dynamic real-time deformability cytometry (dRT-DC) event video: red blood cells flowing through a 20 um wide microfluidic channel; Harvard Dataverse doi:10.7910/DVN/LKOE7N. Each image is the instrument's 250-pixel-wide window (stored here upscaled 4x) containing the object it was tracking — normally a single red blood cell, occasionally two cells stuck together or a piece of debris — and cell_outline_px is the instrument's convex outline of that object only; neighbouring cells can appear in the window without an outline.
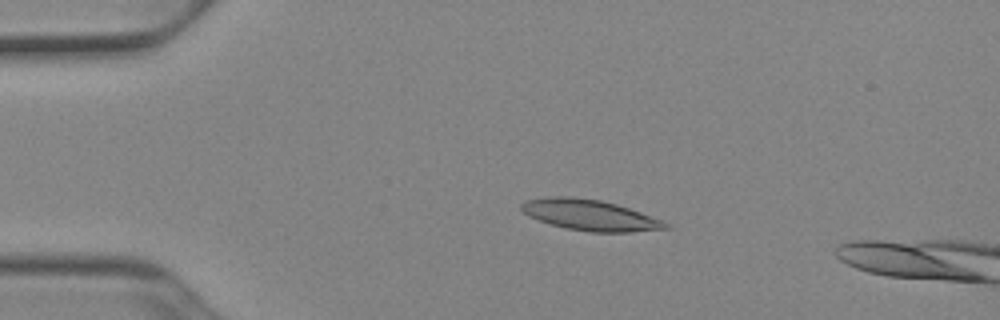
{"species": "Egyptian fruit bat (a non-hibernating species)", "species_latin": "Rousettus aegyptiacus", "temperature_condition": "cold", "stored_images_in_passage": 14, "camera_frame_rate_fps": 3000, "um_per_image_px": 0.085, "animal": {"sex": "female"}, "frame": {"image": 1, "passage_image": 10, "time_ms": 3.0, "image_size_px": [1000, 320], "cell_outline_px": [[672, 228], [632, 232], [592, 232], [568, 228], [552, 224], [528, 216], [520, 208], [520, 204], [524, 200], [548, 196], [572, 196], [600, 200], [616, 204], [664, 220]], "centroid_in_image_um": [50.15, 18.27], "position_along_channel_um": 34.9, "area_um2": 25.89}}